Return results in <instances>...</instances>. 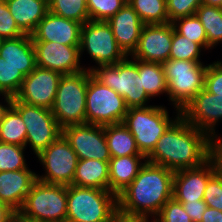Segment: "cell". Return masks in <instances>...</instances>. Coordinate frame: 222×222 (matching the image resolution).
I'll list each match as a JSON object with an SVG mask.
<instances>
[{
  "label": "cell",
  "instance_id": "cell-20",
  "mask_svg": "<svg viewBox=\"0 0 222 222\" xmlns=\"http://www.w3.org/2000/svg\"><path fill=\"white\" fill-rule=\"evenodd\" d=\"M114 38L122 51L131 56L136 50L144 26L137 12L126 2L109 20Z\"/></svg>",
  "mask_w": 222,
  "mask_h": 222
},
{
  "label": "cell",
  "instance_id": "cell-35",
  "mask_svg": "<svg viewBox=\"0 0 222 222\" xmlns=\"http://www.w3.org/2000/svg\"><path fill=\"white\" fill-rule=\"evenodd\" d=\"M25 76L15 67L0 57V95L5 94L14 97Z\"/></svg>",
  "mask_w": 222,
  "mask_h": 222
},
{
  "label": "cell",
  "instance_id": "cell-22",
  "mask_svg": "<svg viewBox=\"0 0 222 222\" xmlns=\"http://www.w3.org/2000/svg\"><path fill=\"white\" fill-rule=\"evenodd\" d=\"M0 57L17 68L25 77L36 67L35 49L31 35L4 39L0 47Z\"/></svg>",
  "mask_w": 222,
  "mask_h": 222
},
{
  "label": "cell",
  "instance_id": "cell-14",
  "mask_svg": "<svg viewBox=\"0 0 222 222\" xmlns=\"http://www.w3.org/2000/svg\"><path fill=\"white\" fill-rule=\"evenodd\" d=\"M61 74L36 66L23 80L14 98L29 105L52 109Z\"/></svg>",
  "mask_w": 222,
  "mask_h": 222
},
{
  "label": "cell",
  "instance_id": "cell-50",
  "mask_svg": "<svg viewBox=\"0 0 222 222\" xmlns=\"http://www.w3.org/2000/svg\"><path fill=\"white\" fill-rule=\"evenodd\" d=\"M3 40L4 39L0 36V47H1V44H2Z\"/></svg>",
  "mask_w": 222,
  "mask_h": 222
},
{
  "label": "cell",
  "instance_id": "cell-24",
  "mask_svg": "<svg viewBox=\"0 0 222 222\" xmlns=\"http://www.w3.org/2000/svg\"><path fill=\"white\" fill-rule=\"evenodd\" d=\"M146 161L144 155L111 157L109 160V191L118 196L135 179Z\"/></svg>",
  "mask_w": 222,
  "mask_h": 222
},
{
  "label": "cell",
  "instance_id": "cell-37",
  "mask_svg": "<svg viewBox=\"0 0 222 222\" xmlns=\"http://www.w3.org/2000/svg\"><path fill=\"white\" fill-rule=\"evenodd\" d=\"M155 222H193L184 210L182 203L174 198L168 200L154 218Z\"/></svg>",
  "mask_w": 222,
  "mask_h": 222
},
{
  "label": "cell",
  "instance_id": "cell-36",
  "mask_svg": "<svg viewBox=\"0 0 222 222\" xmlns=\"http://www.w3.org/2000/svg\"><path fill=\"white\" fill-rule=\"evenodd\" d=\"M127 0H86L90 20L107 21L119 11Z\"/></svg>",
  "mask_w": 222,
  "mask_h": 222
},
{
  "label": "cell",
  "instance_id": "cell-19",
  "mask_svg": "<svg viewBox=\"0 0 222 222\" xmlns=\"http://www.w3.org/2000/svg\"><path fill=\"white\" fill-rule=\"evenodd\" d=\"M83 24L57 16L50 11L31 34L33 41L58 42L67 46H80Z\"/></svg>",
  "mask_w": 222,
  "mask_h": 222
},
{
  "label": "cell",
  "instance_id": "cell-39",
  "mask_svg": "<svg viewBox=\"0 0 222 222\" xmlns=\"http://www.w3.org/2000/svg\"><path fill=\"white\" fill-rule=\"evenodd\" d=\"M25 35L17 26L5 0H0V36L11 39Z\"/></svg>",
  "mask_w": 222,
  "mask_h": 222
},
{
  "label": "cell",
  "instance_id": "cell-9",
  "mask_svg": "<svg viewBox=\"0 0 222 222\" xmlns=\"http://www.w3.org/2000/svg\"><path fill=\"white\" fill-rule=\"evenodd\" d=\"M128 111L124 98L92 75L86 94V124L111 125L121 123Z\"/></svg>",
  "mask_w": 222,
  "mask_h": 222
},
{
  "label": "cell",
  "instance_id": "cell-4",
  "mask_svg": "<svg viewBox=\"0 0 222 222\" xmlns=\"http://www.w3.org/2000/svg\"><path fill=\"white\" fill-rule=\"evenodd\" d=\"M128 56L116 64L89 67L92 76L124 98L128 108L146 107L151 99L144 90L139 77V60Z\"/></svg>",
  "mask_w": 222,
  "mask_h": 222
},
{
  "label": "cell",
  "instance_id": "cell-34",
  "mask_svg": "<svg viewBox=\"0 0 222 222\" xmlns=\"http://www.w3.org/2000/svg\"><path fill=\"white\" fill-rule=\"evenodd\" d=\"M26 147L0 142V172L29 169L24 157Z\"/></svg>",
  "mask_w": 222,
  "mask_h": 222
},
{
  "label": "cell",
  "instance_id": "cell-45",
  "mask_svg": "<svg viewBox=\"0 0 222 222\" xmlns=\"http://www.w3.org/2000/svg\"><path fill=\"white\" fill-rule=\"evenodd\" d=\"M15 212L8 204L0 202V222H13Z\"/></svg>",
  "mask_w": 222,
  "mask_h": 222
},
{
  "label": "cell",
  "instance_id": "cell-6",
  "mask_svg": "<svg viewBox=\"0 0 222 222\" xmlns=\"http://www.w3.org/2000/svg\"><path fill=\"white\" fill-rule=\"evenodd\" d=\"M202 62L169 59L162 63L167 81V95L181 113L184 107L204 89L207 65Z\"/></svg>",
  "mask_w": 222,
  "mask_h": 222
},
{
  "label": "cell",
  "instance_id": "cell-15",
  "mask_svg": "<svg viewBox=\"0 0 222 222\" xmlns=\"http://www.w3.org/2000/svg\"><path fill=\"white\" fill-rule=\"evenodd\" d=\"M33 46L36 66L54 70L61 75L75 74L87 69L80 66V46H67L54 41H33Z\"/></svg>",
  "mask_w": 222,
  "mask_h": 222
},
{
  "label": "cell",
  "instance_id": "cell-38",
  "mask_svg": "<svg viewBox=\"0 0 222 222\" xmlns=\"http://www.w3.org/2000/svg\"><path fill=\"white\" fill-rule=\"evenodd\" d=\"M202 4V0H166L169 22L196 14V10Z\"/></svg>",
  "mask_w": 222,
  "mask_h": 222
},
{
  "label": "cell",
  "instance_id": "cell-46",
  "mask_svg": "<svg viewBox=\"0 0 222 222\" xmlns=\"http://www.w3.org/2000/svg\"><path fill=\"white\" fill-rule=\"evenodd\" d=\"M151 220V222H155V219ZM113 222H149V217L128 216L117 212Z\"/></svg>",
  "mask_w": 222,
  "mask_h": 222
},
{
  "label": "cell",
  "instance_id": "cell-31",
  "mask_svg": "<svg viewBox=\"0 0 222 222\" xmlns=\"http://www.w3.org/2000/svg\"><path fill=\"white\" fill-rule=\"evenodd\" d=\"M49 11L84 24L90 20L86 0H48Z\"/></svg>",
  "mask_w": 222,
  "mask_h": 222
},
{
  "label": "cell",
  "instance_id": "cell-47",
  "mask_svg": "<svg viewBox=\"0 0 222 222\" xmlns=\"http://www.w3.org/2000/svg\"><path fill=\"white\" fill-rule=\"evenodd\" d=\"M1 96L4 97V101L7 103V105H2L0 102V124L3 122L4 116L8 108L12 105L13 97L9 95L2 94Z\"/></svg>",
  "mask_w": 222,
  "mask_h": 222
},
{
  "label": "cell",
  "instance_id": "cell-23",
  "mask_svg": "<svg viewBox=\"0 0 222 222\" xmlns=\"http://www.w3.org/2000/svg\"><path fill=\"white\" fill-rule=\"evenodd\" d=\"M19 29L31 35L49 12L48 0H5Z\"/></svg>",
  "mask_w": 222,
  "mask_h": 222
},
{
  "label": "cell",
  "instance_id": "cell-49",
  "mask_svg": "<svg viewBox=\"0 0 222 222\" xmlns=\"http://www.w3.org/2000/svg\"><path fill=\"white\" fill-rule=\"evenodd\" d=\"M202 4L222 8V0H202Z\"/></svg>",
  "mask_w": 222,
  "mask_h": 222
},
{
  "label": "cell",
  "instance_id": "cell-44",
  "mask_svg": "<svg viewBox=\"0 0 222 222\" xmlns=\"http://www.w3.org/2000/svg\"><path fill=\"white\" fill-rule=\"evenodd\" d=\"M201 222H222V212L207 206Z\"/></svg>",
  "mask_w": 222,
  "mask_h": 222
},
{
  "label": "cell",
  "instance_id": "cell-13",
  "mask_svg": "<svg viewBox=\"0 0 222 222\" xmlns=\"http://www.w3.org/2000/svg\"><path fill=\"white\" fill-rule=\"evenodd\" d=\"M62 135L68 141L78 159H111L104 126L94 124L69 125L62 128Z\"/></svg>",
  "mask_w": 222,
  "mask_h": 222
},
{
  "label": "cell",
  "instance_id": "cell-32",
  "mask_svg": "<svg viewBox=\"0 0 222 222\" xmlns=\"http://www.w3.org/2000/svg\"><path fill=\"white\" fill-rule=\"evenodd\" d=\"M171 24L177 33L198 43L203 49L208 50L206 32L196 14L178 18L171 22Z\"/></svg>",
  "mask_w": 222,
  "mask_h": 222
},
{
  "label": "cell",
  "instance_id": "cell-28",
  "mask_svg": "<svg viewBox=\"0 0 222 222\" xmlns=\"http://www.w3.org/2000/svg\"><path fill=\"white\" fill-rule=\"evenodd\" d=\"M26 125L19 112L11 105L0 124V142L26 147Z\"/></svg>",
  "mask_w": 222,
  "mask_h": 222
},
{
  "label": "cell",
  "instance_id": "cell-5",
  "mask_svg": "<svg viewBox=\"0 0 222 222\" xmlns=\"http://www.w3.org/2000/svg\"><path fill=\"white\" fill-rule=\"evenodd\" d=\"M91 75V71L85 69L61 76L51 111L62 128L86 124V94Z\"/></svg>",
  "mask_w": 222,
  "mask_h": 222
},
{
  "label": "cell",
  "instance_id": "cell-3",
  "mask_svg": "<svg viewBox=\"0 0 222 222\" xmlns=\"http://www.w3.org/2000/svg\"><path fill=\"white\" fill-rule=\"evenodd\" d=\"M117 196L109 190L67 185L66 222H113Z\"/></svg>",
  "mask_w": 222,
  "mask_h": 222
},
{
  "label": "cell",
  "instance_id": "cell-21",
  "mask_svg": "<svg viewBox=\"0 0 222 222\" xmlns=\"http://www.w3.org/2000/svg\"><path fill=\"white\" fill-rule=\"evenodd\" d=\"M36 180V173L31 169L0 172V202L19 211Z\"/></svg>",
  "mask_w": 222,
  "mask_h": 222
},
{
  "label": "cell",
  "instance_id": "cell-26",
  "mask_svg": "<svg viewBox=\"0 0 222 222\" xmlns=\"http://www.w3.org/2000/svg\"><path fill=\"white\" fill-rule=\"evenodd\" d=\"M104 133L111 157L142 155L134 136L122 122L105 125Z\"/></svg>",
  "mask_w": 222,
  "mask_h": 222
},
{
  "label": "cell",
  "instance_id": "cell-48",
  "mask_svg": "<svg viewBox=\"0 0 222 222\" xmlns=\"http://www.w3.org/2000/svg\"><path fill=\"white\" fill-rule=\"evenodd\" d=\"M13 222H43L23 216L19 211L15 212Z\"/></svg>",
  "mask_w": 222,
  "mask_h": 222
},
{
  "label": "cell",
  "instance_id": "cell-16",
  "mask_svg": "<svg viewBox=\"0 0 222 222\" xmlns=\"http://www.w3.org/2000/svg\"><path fill=\"white\" fill-rule=\"evenodd\" d=\"M173 37V25H144L141 29L138 46L130 56L144 62L163 63L169 60Z\"/></svg>",
  "mask_w": 222,
  "mask_h": 222
},
{
  "label": "cell",
  "instance_id": "cell-43",
  "mask_svg": "<svg viewBox=\"0 0 222 222\" xmlns=\"http://www.w3.org/2000/svg\"><path fill=\"white\" fill-rule=\"evenodd\" d=\"M182 203V206L186 213L190 216L193 222H201L202 215L207 208L206 203L203 200L196 202H179Z\"/></svg>",
  "mask_w": 222,
  "mask_h": 222
},
{
  "label": "cell",
  "instance_id": "cell-11",
  "mask_svg": "<svg viewBox=\"0 0 222 222\" xmlns=\"http://www.w3.org/2000/svg\"><path fill=\"white\" fill-rule=\"evenodd\" d=\"M79 50L80 57L86 50L98 66L116 64L127 57L106 21L89 20L83 24Z\"/></svg>",
  "mask_w": 222,
  "mask_h": 222
},
{
  "label": "cell",
  "instance_id": "cell-2",
  "mask_svg": "<svg viewBox=\"0 0 222 222\" xmlns=\"http://www.w3.org/2000/svg\"><path fill=\"white\" fill-rule=\"evenodd\" d=\"M173 171L145 162L135 179L117 196L118 212L155 218L173 198Z\"/></svg>",
  "mask_w": 222,
  "mask_h": 222
},
{
  "label": "cell",
  "instance_id": "cell-10",
  "mask_svg": "<svg viewBox=\"0 0 222 222\" xmlns=\"http://www.w3.org/2000/svg\"><path fill=\"white\" fill-rule=\"evenodd\" d=\"M12 106L26 125V146L29 144L36 156L62 135V127L50 109L29 105L14 97Z\"/></svg>",
  "mask_w": 222,
  "mask_h": 222
},
{
  "label": "cell",
  "instance_id": "cell-40",
  "mask_svg": "<svg viewBox=\"0 0 222 222\" xmlns=\"http://www.w3.org/2000/svg\"><path fill=\"white\" fill-rule=\"evenodd\" d=\"M203 201L208 207L222 212V177L216 172L209 178L204 191Z\"/></svg>",
  "mask_w": 222,
  "mask_h": 222
},
{
  "label": "cell",
  "instance_id": "cell-27",
  "mask_svg": "<svg viewBox=\"0 0 222 222\" xmlns=\"http://www.w3.org/2000/svg\"><path fill=\"white\" fill-rule=\"evenodd\" d=\"M139 77L150 98L163 95V93L167 94V81L162 63L139 60Z\"/></svg>",
  "mask_w": 222,
  "mask_h": 222
},
{
  "label": "cell",
  "instance_id": "cell-17",
  "mask_svg": "<svg viewBox=\"0 0 222 222\" xmlns=\"http://www.w3.org/2000/svg\"><path fill=\"white\" fill-rule=\"evenodd\" d=\"M181 116L209 136L216 135L214 129L219 120H222V94H212L205 88L202 89L184 107Z\"/></svg>",
  "mask_w": 222,
  "mask_h": 222
},
{
  "label": "cell",
  "instance_id": "cell-41",
  "mask_svg": "<svg viewBox=\"0 0 222 222\" xmlns=\"http://www.w3.org/2000/svg\"><path fill=\"white\" fill-rule=\"evenodd\" d=\"M204 88L212 94H222V61L207 66Z\"/></svg>",
  "mask_w": 222,
  "mask_h": 222
},
{
  "label": "cell",
  "instance_id": "cell-33",
  "mask_svg": "<svg viewBox=\"0 0 222 222\" xmlns=\"http://www.w3.org/2000/svg\"><path fill=\"white\" fill-rule=\"evenodd\" d=\"M203 48L191 39L177 33L173 28V37L169 59L200 61V52Z\"/></svg>",
  "mask_w": 222,
  "mask_h": 222
},
{
  "label": "cell",
  "instance_id": "cell-8",
  "mask_svg": "<svg viewBox=\"0 0 222 222\" xmlns=\"http://www.w3.org/2000/svg\"><path fill=\"white\" fill-rule=\"evenodd\" d=\"M19 212L43 222H66L67 186L36 180Z\"/></svg>",
  "mask_w": 222,
  "mask_h": 222
},
{
  "label": "cell",
  "instance_id": "cell-30",
  "mask_svg": "<svg viewBox=\"0 0 222 222\" xmlns=\"http://www.w3.org/2000/svg\"><path fill=\"white\" fill-rule=\"evenodd\" d=\"M144 25L169 23L166 0H127Z\"/></svg>",
  "mask_w": 222,
  "mask_h": 222
},
{
  "label": "cell",
  "instance_id": "cell-12",
  "mask_svg": "<svg viewBox=\"0 0 222 222\" xmlns=\"http://www.w3.org/2000/svg\"><path fill=\"white\" fill-rule=\"evenodd\" d=\"M36 157L46 173L41 176L36 174L37 180L48 184L72 185L78 157L63 135Z\"/></svg>",
  "mask_w": 222,
  "mask_h": 222
},
{
  "label": "cell",
  "instance_id": "cell-7",
  "mask_svg": "<svg viewBox=\"0 0 222 222\" xmlns=\"http://www.w3.org/2000/svg\"><path fill=\"white\" fill-rule=\"evenodd\" d=\"M164 106L131 107L124 117L123 124L134 136L137 147L147 157L167 128L181 115L172 119Z\"/></svg>",
  "mask_w": 222,
  "mask_h": 222
},
{
  "label": "cell",
  "instance_id": "cell-42",
  "mask_svg": "<svg viewBox=\"0 0 222 222\" xmlns=\"http://www.w3.org/2000/svg\"><path fill=\"white\" fill-rule=\"evenodd\" d=\"M217 137L220 136H210L209 160L213 163L215 172L222 177V139Z\"/></svg>",
  "mask_w": 222,
  "mask_h": 222
},
{
  "label": "cell",
  "instance_id": "cell-18",
  "mask_svg": "<svg viewBox=\"0 0 222 222\" xmlns=\"http://www.w3.org/2000/svg\"><path fill=\"white\" fill-rule=\"evenodd\" d=\"M214 173L215 168L210 160L196 168L176 171L173 177V198L177 202L203 200L209 178Z\"/></svg>",
  "mask_w": 222,
  "mask_h": 222
},
{
  "label": "cell",
  "instance_id": "cell-1",
  "mask_svg": "<svg viewBox=\"0 0 222 222\" xmlns=\"http://www.w3.org/2000/svg\"><path fill=\"white\" fill-rule=\"evenodd\" d=\"M209 139L206 132L180 115L159 138L146 160L173 172L196 168L209 160Z\"/></svg>",
  "mask_w": 222,
  "mask_h": 222
},
{
  "label": "cell",
  "instance_id": "cell-25",
  "mask_svg": "<svg viewBox=\"0 0 222 222\" xmlns=\"http://www.w3.org/2000/svg\"><path fill=\"white\" fill-rule=\"evenodd\" d=\"M72 185L109 190V161L78 159Z\"/></svg>",
  "mask_w": 222,
  "mask_h": 222
},
{
  "label": "cell",
  "instance_id": "cell-29",
  "mask_svg": "<svg viewBox=\"0 0 222 222\" xmlns=\"http://www.w3.org/2000/svg\"><path fill=\"white\" fill-rule=\"evenodd\" d=\"M196 16L202 23L208 41V50L222 43V8L201 4Z\"/></svg>",
  "mask_w": 222,
  "mask_h": 222
}]
</instances>
